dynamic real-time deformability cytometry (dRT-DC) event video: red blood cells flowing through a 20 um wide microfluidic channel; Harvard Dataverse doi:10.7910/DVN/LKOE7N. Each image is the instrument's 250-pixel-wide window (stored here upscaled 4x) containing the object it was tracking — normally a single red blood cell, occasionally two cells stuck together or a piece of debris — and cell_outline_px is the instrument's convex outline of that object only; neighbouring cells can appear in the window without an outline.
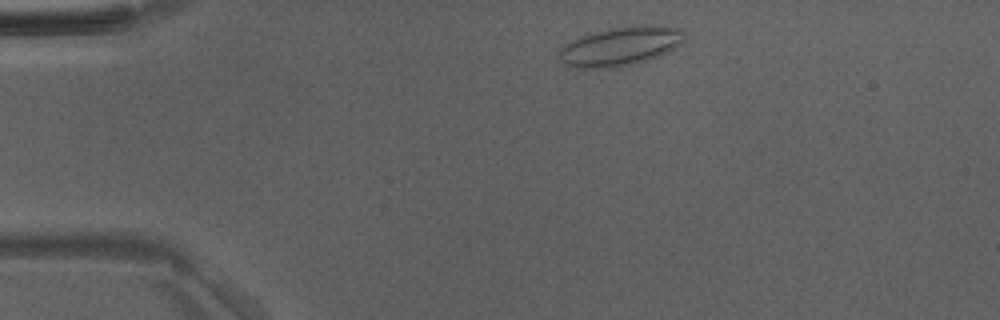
{"species": "Egyptian fruit bat (a non-hibernating species)", "species_latin": "Rousettus aegyptiacus", "temperature_condition": "room temperature", "stored_images_in_passage": 42, "camera_frame_rate_fps": 3000, "um_per_image_px": 0.085, "animal": {"sex": "male"}, "frame": {"image": 1, "passage_image": 3, "time_ms": 0.667, "image_size_px": [1000, 320], "cell_outline_px": [[684, 40], [680, 44], [668, 52], [660, 56], [648, 60], [632, 64], [608, 68], [568, 68], [556, 56], [560, 48], [564, 44], [576, 36], [612, 28], [644, 24], [680, 28], [684, 32]], "centroid_in_image_um": [52.67, 3.94], "position_along_channel_um": 32.3, "area_um2": 28.9}}
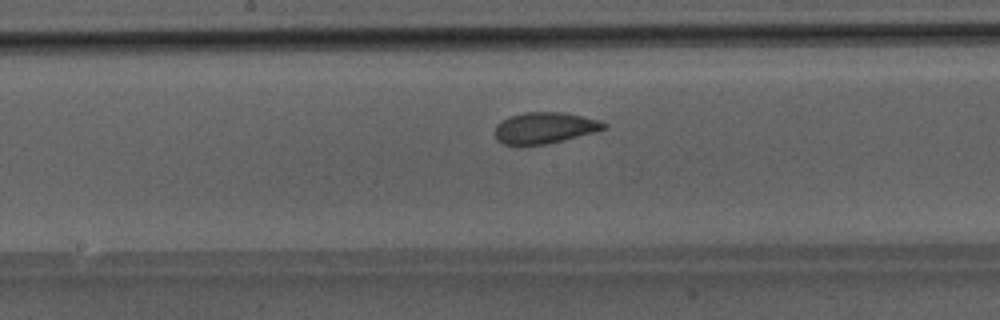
{"frame": {"image": 2, "passage_image": 19, "time_ms": 6.0, "image_size_px": [1000, 320], "cell_outline_px": [[608, 128], [596, 132], [544, 144], [504, 144], [496, 140], [496, 124], [508, 116], [524, 112], [564, 112], [600, 120], [608, 124]], "centroid_in_image_um": [46.33, 10.85], "position_along_channel_um": 201.9, "area_um2": 19.77}}
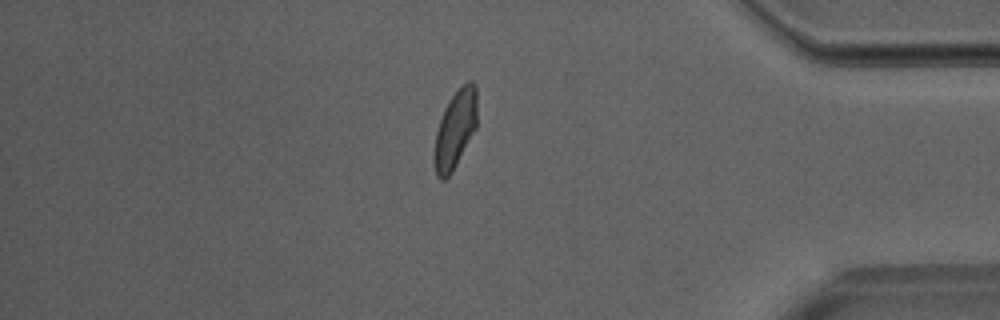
{"frame": {"image": 3, "passage_image": 35, "time_ms": 11.333, "image_size_px": [1000, 320], "cell_outline_px": [[476, 128], [452, 172], [444, 180], [440, 180], [436, 176], [432, 160], [432, 156], [436, 132], [444, 108], [452, 96], [468, 80], [472, 80], [476, 84]], "centroid_in_image_um": [38.66, 11.04], "position_along_channel_um": 396.5, "area_um2": 19.54}}